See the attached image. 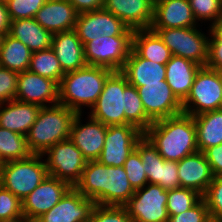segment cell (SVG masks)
<instances>
[{"label":"cell","mask_w":222,"mask_h":222,"mask_svg":"<svg viewBox=\"0 0 222 222\" xmlns=\"http://www.w3.org/2000/svg\"><path fill=\"white\" fill-rule=\"evenodd\" d=\"M135 149L140 153L148 183L157 184L158 156H161L158 149L144 135Z\"/></svg>","instance_id":"obj_35"},{"label":"cell","mask_w":222,"mask_h":222,"mask_svg":"<svg viewBox=\"0 0 222 222\" xmlns=\"http://www.w3.org/2000/svg\"><path fill=\"white\" fill-rule=\"evenodd\" d=\"M206 222H222V219L209 217Z\"/></svg>","instance_id":"obj_50"},{"label":"cell","mask_w":222,"mask_h":222,"mask_svg":"<svg viewBox=\"0 0 222 222\" xmlns=\"http://www.w3.org/2000/svg\"><path fill=\"white\" fill-rule=\"evenodd\" d=\"M198 151L222 144V110L204 112L193 116Z\"/></svg>","instance_id":"obj_29"},{"label":"cell","mask_w":222,"mask_h":222,"mask_svg":"<svg viewBox=\"0 0 222 222\" xmlns=\"http://www.w3.org/2000/svg\"><path fill=\"white\" fill-rule=\"evenodd\" d=\"M199 25L189 0H155L150 28H186Z\"/></svg>","instance_id":"obj_20"},{"label":"cell","mask_w":222,"mask_h":222,"mask_svg":"<svg viewBox=\"0 0 222 222\" xmlns=\"http://www.w3.org/2000/svg\"><path fill=\"white\" fill-rule=\"evenodd\" d=\"M125 124H132L145 132L153 121L146 115L138 90L132 85L126 87Z\"/></svg>","instance_id":"obj_33"},{"label":"cell","mask_w":222,"mask_h":222,"mask_svg":"<svg viewBox=\"0 0 222 222\" xmlns=\"http://www.w3.org/2000/svg\"><path fill=\"white\" fill-rule=\"evenodd\" d=\"M28 70L42 77L51 79L58 85L65 74L56 54L51 48L32 53Z\"/></svg>","instance_id":"obj_32"},{"label":"cell","mask_w":222,"mask_h":222,"mask_svg":"<svg viewBox=\"0 0 222 222\" xmlns=\"http://www.w3.org/2000/svg\"><path fill=\"white\" fill-rule=\"evenodd\" d=\"M78 14L68 0H47L34 19L53 35L74 29Z\"/></svg>","instance_id":"obj_22"},{"label":"cell","mask_w":222,"mask_h":222,"mask_svg":"<svg viewBox=\"0 0 222 222\" xmlns=\"http://www.w3.org/2000/svg\"><path fill=\"white\" fill-rule=\"evenodd\" d=\"M82 114L77 113L75 116L69 139L82 152L87 161H95L103 150L108 126L89 115H87L86 124H83Z\"/></svg>","instance_id":"obj_17"},{"label":"cell","mask_w":222,"mask_h":222,"mask_svg":"<svg viewBox=\"0 0 222 222\" xmlns=\"http://www.w3.org/2000/svg\"><path fill=\"white\" fill-rule=\"evenodd\" d=\"M168 190L157 184L147 183L125 205L134 222H168Z\"/></svg>","instance_id":"obj_11"},{"label":"cell","mask_w":222,"mask_h":222,"mask_svg":"<svg viewBox=\"0 0 222 222\" xmlns=\"http://www.w3.org/2000/svg\"><path fill=\"white\" fill-rule=\"evenodd\" d=\"M15 100L41 107L59 103V86L48 78L30 72L19 73Z\"/></svg>","instance_id":"obj_16"},{"label":"cell","mask_w":222,"mask_h":222,"mask_svg":"<svg viewBox=\"0 0 222 222\" xmlns=\"http://www.w3.org/2000/svg\"><path fill=\"white\" fill-rule=\"evenodd\" d=\"M144 136L166 161L178 162L198 151L193 116L185 113L154 121Z\"/></svg>","instance_id":"obj_2"},{"label":"cell","mask_w":222,"mask_h":222,"mask_svg":"<svg viewBox=\"0 0 222 222\" xmlns=\"http://www.w3.org/2000/svg\"><path fill=\"white\" fill-rule=\"evenodd\" d=\"M8 35L24 43L32 53L51 48L52 34L34 18L11 20Z\"/></svg>","instance_id":"obj_27"},{"label":"cell","mask_w":222,"mask_h":222,"mask_svg":"<svg viewBox=\"0 0 222 222\" xmlns=\"http://www.w3.org/2000/svg\"><path fill=\"white\" fill-rule=\"evenodd\" d=\"M22 201L0 185V222L23 218Z\"/></svg>","instance_id":"obj_37"},{"label":"cell","mask_w":222,"mask_h":222,"mask_svg":"<svg viewBox=\"0 0 222 222\" xmlns=\"http://www.w3.org/2000/svg\"><path fill=\"white\" fill-rule=\"evenodd\" d=\"M47 0H5L10 20L34 18Z\"/></svg>","instance_id":"obj_39"},{"label":"cell","mask_w":222,"mask_h":222,"mask_svg":"<svg viewBox=\"0 0 222 222\" xmlns=\"http://www.w3.org/2000/svg\"><path fill=\"white\" fill-rule=\"evenodd\" d=\"M77 112L62 104L41 107L38 117L26 135L32 154L43 155L51 146L69 139Z\"/></svg>","instance_id":"obj_4"},{"label":"cell","mask_w":222,"mask_h":222,"mask_svg":"<svg viewBox=\"0 0 222 222\" xmlns=\"http://www.w3.org/2000/svg\"><path fill=\"white\" fill-rule=\"evenodd\" d=\"M43 155L31 154L20 160L1 163L0 185L21 201L48 175Z\"/></svg>","instance_id":"obj_5"},{"label":"cell","mask_w":222,"mask_h":222,"mask_svg":"<svg viewBox=\"0 0 222 222\" xmlns=\"http://www.w3.org/2000/svg\"><path fill=\"white\" fill-rule=\"evenodd\" d=\"M210 217L222 219V176H215L202 196Z\"/></svg>","instance_id":"obj_42"},{"label":"cell","mask_w":222,"mask_h":222,"mask_svg":"<svg viewBox=\"0 0 222 222\" xmlns=\"http://www.w3.org/2000/svg\"><path fill=\"white\" fill-rule=\"evenodd\" d=\"M143 135L144 132L132 124L109 125L97 161L106 166H123Z\"/></svg>","instance_id":"obj_12"},{"label":"cell","mask_w":222,"mask_h":222,"mask_svg":"<svg viewBox=\"0 0 222 222\" xmlns=\"http://www.w3.org/2000/svg\"><path fill=\"white\" fill-rule=\"evenodd\" d=\"M129 27L118 17L104 8L79 13L75 24V32L85 45L98 36H119Z\"/></svg>","instance_id":"obj_15"},{"label":"cell","mask_w":222,"mask_h":222,"mask_svg":"<svg viewBox=\"0 0 222 222\" xmlns=\"http://www.w3.org/2000/svg\"><path fill=\"white\" fill-rule=\"evenodd\" d=\"M180 187L190 188L202 196L212 182L214 175L203 152H194L178 161Z\"/></svg>","instance_id":"obj_21"},{"label":"cell","mask_w":222,"mask_h":222,"mask_svg":"<svg viewBox=\"0 0 222 222\" xmlns=\"http://www.w3.org/2000/svg\"><path fill=\"white\" fill-rule=\"evenodd\" d=\"M51 49L64 73L85 67L84 45L74 29L52 35Z\"/></svg>","instance_id":"obj_23"},{"label":"cell","mask_w":222,"mask_h":222,"mask_svg":"<svg viewBox=\"0 0 222 222\" xmlns=\"http://www.w3.org/2000/svg\"><path fill=\"white\" fill-rule=\"evenodd\" d=\"M2 39H3V35L0 34V46H1V43H2Z\"/></svg>","instance_id":"obj_52"},{"label":"cell","mask_w":222,"mask_h":222,"mask_svg":"<svg viewBox=\"0 0 222 222\" xmlns=\"http://www.w3.org/2000/svg\"><path fill=\"white\" fill-rule=\"evenodd\" d=\"M203 153L211 166L214 177L222 176V144L207 148Z\"/></svg>","instance_id":"obj_46"},{"label":"cell","mask_w":222,"mask_h":222,"mask_svg":"<svg viewBox=\"0 0 222 222\" xmlns=\"http://www.w3.org/2000/svg\"><path fill=\"white\" fill-rule=\"evenodd\" d=\"M32 52L21 41L11 37L3 36L0 46V66L14 72H24L29 69Z\"/></svg>","instance_id":"obj_30"},{"label":"cell","mask_w":222,"mask_h":222,"mask_svg":"<svg viewBox=\"0 0 222 222\" xmlns=\"http://www.w3.org/2000/svg\"><path fill=\"white\" fill-rule=\"evenodd\" d=\"M41 106L12 100L0 104V127L26 136L35 123Z\"/></svg>","instance_id":"obj_24"},{"label":"cell","mask_w":222,"mask_h":222,"mask_svg":"<svg viewBox=\"0 0 222 222\" xmlns=\"http://www.w3.org/2000/svg\"><path fill=\"white\" fill-rule=\"evenodd\" d=\"M112 72L108 68L86 65L78 70L65 73L58 85L59 104L77 113H84L82 108L85 107L91 109Z\"/></svg>","instance_id":"obj_3"},{"label":"cell","mask_w":222,"mask_h":222,"mask_svg":"<svg viewBox=\"0 0 222 222\" xmlns=\"http://www.w3.org/2000/svg\"><path fill=\"white\" fill-rule=\"evenodd\" d=\"M146 115L154 122L183 113L182 102L166 80L137 87Z\"/></svg>","instance_id":"obj_14"},{"label":"cell","mask_w":222,"mask_h":222,"mask_svg":"<svg viewBox=\"0 0 222 222\" xmlns=\"http://www.w3.org/2000/svg\"><path fill=\"white\" fill-rule=\"evenodd\" d=\"M211 33L219 40L222 41V17L218 18L212 25H210Z\"/></svg>","instance_id":"obj_49"},{"label":"cell","mask_w":222,"mask_h":222,"mask_svg":"<svg viewBox=\"0 0 222 222\" xmlns=\"http://www.w3.org/2000/svg\"><path fill=\"white\" fill-rule=\"evenodd\" d=\"M90 222H134L125 206L98 205L92 209Z\"/></svg>","instance_id":"obj_38"},{"label":"cell","mask_w":222,"mask_h":222,"mask_svg":"<svg viewBox=\"0 0 222 222\" xmlns=\"http://www.w3.org/2000/svg\"><path fill=\"white\" fill-rule=\"evenodd\" d=\"M222 103V72L202 66L194 79L190 93L182 102L183 113L196 116L219 110Z\"/></svg>","instance_id":"obj_9"},{"label":"cell","mask_w":222,"mask_h":222,"mask_svg":"<svg viewBox=\"0 0 222 222\" xmlns=\"http://www.w3.org/2000/svg\"><path fill=\"white\" fill-rule=\"evenodd\" d=\"M75 188L98 205L125 206L135 193L123 166L87 161Z\"/></svg>","instance_id":"obj_1"},{"label":"cell","mask_w":222,"mask_h":222,"mask_svg":"<svg viewBox=\"0 0 222 222\" xmlns=\"http://www.w3.org/2000/svg\"><path fill=\"white\" fill-rule=\"evenodd\" d=\"M210 217L205 200L202 198L191 209L178 215L169 216L168 222H206Z\"/></svg>","instance_id":"obj_44"},{"label":"cell","mask_w":222,"mask_h":222,"mask_svg":"<svg viewBox=\"0 0 222 222\" xmlns=\"http://www.w3.org/2000/svg\"><path fill=\"white\" fill-rule=\"evenodd\" d=\"M121 72L126 76L128 83L136 88L166 80L165 64L144 59L133 49H131Z\"/></svg>","instance_id":"obj_25"},{"label":"cell","mask_w":222,"mask_h":222,"mask_svg":"<svg viewBox=\"0 0 222 222\" xmlns=\"http://www.w3.org/2000/svg\"><path fill=\"white\" fill-rule=\"evenodd\" d=\"M134 30L128 28L119 36H98L84 45L87 65L121 71L132 49Z\"/></svg>","instance_id":"obj_7"},{"label":"cell","mask_w":222,"mask_h":222,"mask_svg":"<svg viewBox=\"0 0 222 222\" xmlns=\"http://www.w3.org/2000/svg\"><path fill=\"white\" fill-rule=\"evenodd\" d=\"M202 199V195L190 188L178 187L168 190L167 211L168 215H178L191 209Z\"/></svg>","instance_id":"obj_34"},{"label":"cell","mask_w":222,"mask_h":222,"mask_svg":"<svg viewBox=\"0 0 222 222\" xmlns=\"http://www.w3.org/2000/svg\"><path fill=\"white\" fill-rule=\"evenodd\" d=\"M123 167L134 190L141 189L148 183L140 153L136 149L128 156Z\"/></svg>","instance_id":"obj_40"},{"label":"cell","mask_w":222,"mask_h":222,"mask_svg":"<svg viewBox=\"0 0 222 222\" xmlns=\"http://www.w3.org/2000/svg\"><path fill=\"white\" fill-rule=\"evenodd\" d=\"M31 154L26 136L0 127V163L24 159Z\"/></svg>","instance_id":"obj_31"},{"label":"cell","mask_w":222,"mask_h":222,"mask_svg":"<svg viewBox=\"0 0 222 222\" xmlns=\"http://www.w3.org/2000/svg\"><path fill=\"white\" fill-rule=\"evenodd\" d=\"M12 222H33V221H30L28 219H25L24 217L19 219V220H16V221H12Z\"/></svg>","instance_id":"obj_51"},{"label":"cell","mask_w":222,"mask_h":222,"mask_svg":"<svg viewBox=\"0 0 222 222\" xmlns=\"http://www.w3.org/2000/svg\"><path fill=\"white\" fill-rule=\"evenodd\" d=\"M78 13L95 11L103 8L105 0H68Z\"/></svg>","instance_id":"obj_47"},{"label":"cell","mask_w":222,"mask_h":222,"mask_svg":"<svg viewBox=\"0 0 222 222\" xmlns=\"http://www.w3.org/2000/svg\"><path fill=\"white\" fill-rule=\"evenodd\" d=\"M18 75V72L0 66V104L15 100Z\"/></svg>","instance_id":"obj_43"},{"label":"cell","mask_w":222,"mask_h":222,"mask_svg":"<svg viewBox=\"0 0 222 222\" xmlns=\"http://www.w3.org/2000/svg\"><path fill=\"white\" fill-rule=\"evenodd\" d=\"M157 185L165 190L180 187L177 161H166L161 156H158Z\"/></svg>","instance_id":"obj_41"},{"label":"cell","mask_w":222,"mask_h":222,"mask_svg":"<svg viewBox=\"0 0 222 222\" xmlns=\"http://www.w3.org/2000/svg\"><path fill=\"white\" fill-rule=\"evenodd\" d=\"M10 17L5 0H0V34L3 36L9 33Z\"/></svg>","instance_id":"obj_48"},{"label":"cell","mask_w":222,"mask_h":222,"mask_svg":"<svg viewBox=\"0 0 222 222\" xmlns=\"http://www.w3.org/2000/svg\"><path fill=\"white\" fill-rule=\"evenodd\" d=\"M166 66V82L183 102L190 93L195 76L202 67L190 60L172 55Z\"/></svg>","instance_id":"obj_26"},{"label":"cell","mask_w":222,"mask_h":222,"mask_svg":"<svg viewBox=\"0 0 222 222\" xmlns=\"http://www.w3.org/2000/svg\"><path fill=\"white\" fill-rule=\"evenodd\" d=\"M132 49L142 58L166 64L172 54L159 35L151 29H137L132 35Z\"/></svg>","instance_id":"obj_28"},{"label":"cell","mask_w":222,"mask_h":222,"mask_svg":"<svg viewBox=\"0 0 222 222\" xmlns=\"http://www.w3.org/2000/svg\"><path fill=\"white\" fill-rule=\"evenodd\" d=\"M207 67L222 72V41H219L212 33L209 37Z\"/></svg>","instance_id":"obj_45"},{"label":"cell","mask_w":222,"mask_h":222,"mask_svg":"<svg viewBox=\"0 0 222 222\" xmlns=\"http://www.w3.org/2000/svg\"><path fill=\"white\" fill-rule=\"evenodd\" d=\"M72 188L66 181L47 175L44 180L22 200L25 219L35 221L53 208Z\"/></svg>","instance_id":"obj_13"},{"label":"cell","mask_w":222,"mask_h":222,"mask_svg":"<svg viewBox=\"0 0 222 222\" xmlns=\"http://www.w3.org/2000/svg\"><path fill=\"white\" fill-rule=\"evenodd\" d=\"M95 202L72 187L48 212L34 222H89Z\"/></svg>","instance_id":"obj_18"},{"label":"cell","mask_w":222,"mask_h":222,"mask_svg":"<svg viewBox=\"0 0 222 222\" xmlns=\"http://www.w3.org/2000/svg\"><path fill=\"white\" fill-rule=\"evenodd\" d=\"M189 2L197 23L209 21L212 25L222 17V0H189Z\"/></svg>","instance_id":"obj_36"},{"label":"cell","mask_w":222,"mask_h":222,"mask_svg":"<svg viewBox=\"0 0 222 222\" xmlns=\"http://www.w3.org/2000/svg\"><path fill=\"white\" fill-rule=\"evenodd\" d=\"M154 2L155 0H105L103 8L133 30L150 29Z\"/></svg>","instance_id":"obj_19"},{"label":"cell","mask_w":222,"mask_h":222,"mask_svg":"<svg viewBox=\"0 0 222 222\" xmlns=\"http://www.w3.org/2000/svg\"><path fill=\"white\" fill-rule=\"evenodd\" d=\"M199 26L186 28H150L156 32L174 56L207 66L210 28L204 34ZM208 35V36H206Z\"/></svg>","instance_id":"obj_6"},{"label":"cell","mask_w":222,"mask_h":222,"mask_svg":"<svg viewBox=\"0 0 222 222\" xmlns=\"http://www.w3.org/2000/svg\"><path fill=\"white\" fill-rule=\"evenodd\" d=\"M129 85L121 71H113L106 79L102 93L90 109L89 116L104 125H125L126 87Z\"/></svg>","instance_id":"obj_8"},{"label":"cell","mask_w":222,"mask_h":222,"mask_svg":"<svg viewBox=\"0 0 222 222\" xmlns=\"http://www.w3.org/2000/svg\"><path fill=\"white\" fill-rule=\"evenodd\" d=\"M43 157H46L48 175L66 181L72 187L81 180L87 160L70 139L51 146Z\"/></svg>","instance_id":"obj_10"}]
</instances>
